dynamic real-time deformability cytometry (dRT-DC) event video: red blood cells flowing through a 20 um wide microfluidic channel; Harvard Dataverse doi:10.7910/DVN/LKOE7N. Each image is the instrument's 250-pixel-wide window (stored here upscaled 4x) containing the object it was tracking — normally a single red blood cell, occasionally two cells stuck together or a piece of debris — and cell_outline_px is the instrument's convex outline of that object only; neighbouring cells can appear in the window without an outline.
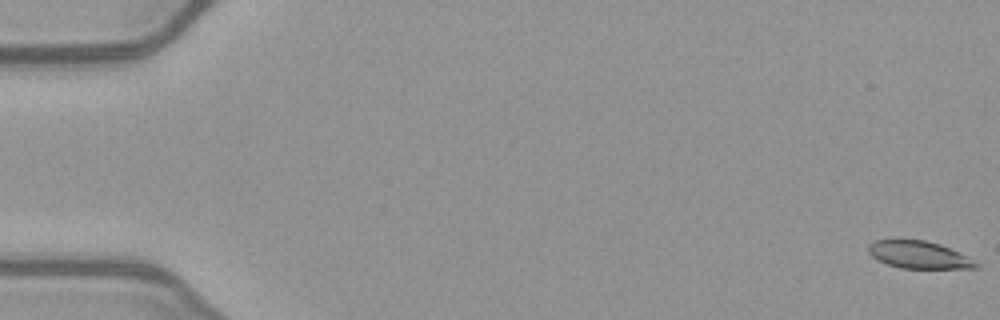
{"species": "common noctule bat (a hibernating species)", "species_latin": "Nyctalus noctula", "temperature_condition": "warm", "stored_images_in_passage": 52, "camera_frame_rate_fps": 3000, "um_per_image_px": 0.085, "animal": {"sex": "female", "body_mass_g": 21.9}, "frame": {"image": 1, "passage_image": 1, "time_ms": 0.0, "image_size_px": [1000, 320], "cell_outline_px": [[980, 264], [976, 268], [900, 268], [888, 264], [872, 256], [868, 252], [868, 244], [872, 240], [924, 240], [940, 244], [968, 256]], "centroid_in_image_um": [78.11, 21.65], "position_along_channel_um": 6.9, "area_um2": 17.05}}
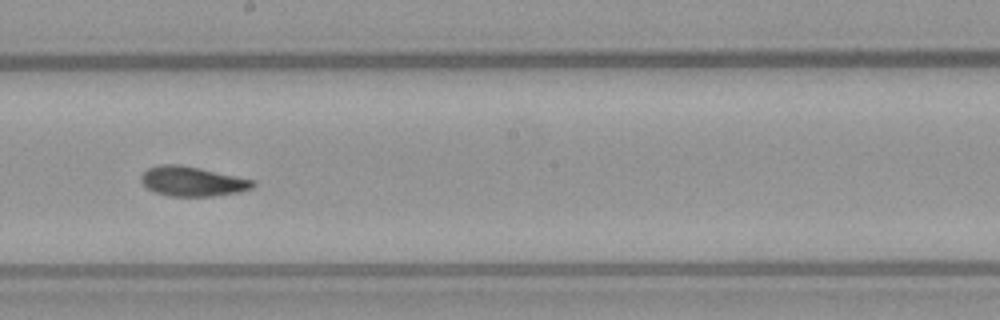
{"frame": {"image": 2, "passage_image": 30, "time_ms": 9.667, "image_size_px": [1000, 320], "cell_outline_px": [[256, 184], [252, 188], [240, 192], [216, 196], [168, 196], [156, 192], [148, 188], [140, 180], [140, 176], [148, 168], [160, 164], [176, 164], [200, 168], [256, 180]], "centroid_in_image_um": [16.39, 15.42], "position_along_channel_um": 231.8, "area_um2": 19.42}}
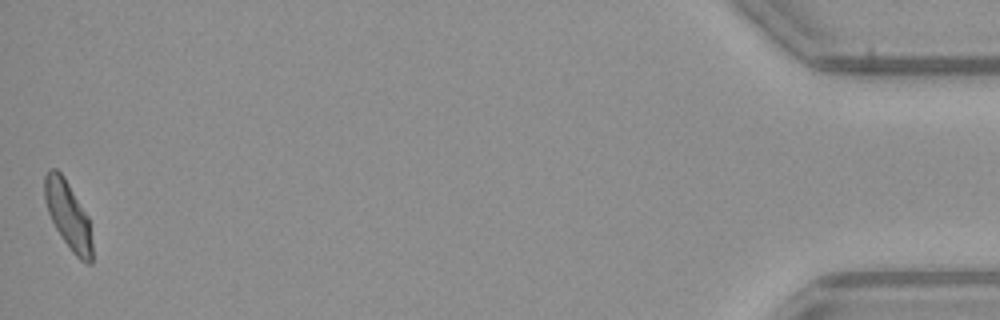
{"frame": {"image": 3, "passage_image": 52, "time_ms": 17.0, "image_size_px": [1000, 320], "cell_outline_px": [[92, 264], [88, 264], [80, 260], [72, 252], [56, 228], [48, 212], [44, 196], [44, 176], [52, 168], [56, 168], [64, 176], [88, 216], [92, 244]], "centroid_in_image_um": [5.8, 18.29], "position_along_channel_um": 429.4, "area_um2": 18.55}, "authors_computed_cell_mechanics": {"area_um2": 18.9584, "velocity_mm_per_s": 4.0216, "shape_relaxation_time_tau1_ms": 3.7335, "shape_relaxation_time_tau2_ms": 2.4371, "deformation_change_tau1": 0.1527, "deformation_change_tau2": 0.0836}}